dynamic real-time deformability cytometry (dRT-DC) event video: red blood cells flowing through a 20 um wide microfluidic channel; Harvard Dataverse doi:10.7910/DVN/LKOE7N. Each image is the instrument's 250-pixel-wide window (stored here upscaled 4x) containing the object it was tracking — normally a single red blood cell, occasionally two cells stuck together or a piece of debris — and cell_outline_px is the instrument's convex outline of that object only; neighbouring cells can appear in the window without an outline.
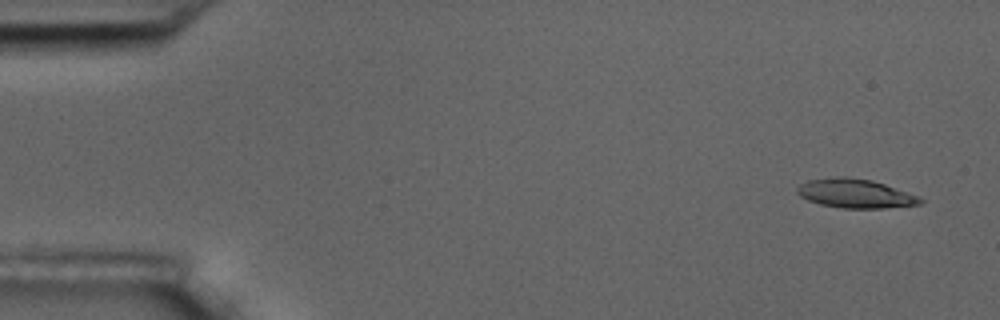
{"species": "common noctule bat (a hibernating species)", "species_latin": "Nyctalus noctula", "temperature_condition": "room temperature", "stored_images_in_passage": 5, "camera_frame_rate_fps": 3000, "um_per_image_px": 0.085, "animal": {"sex": "male", "body_mass_g": 17.5, "forearm_length_mm": 52.3}, "frame": {"image": 1, "passage_image": 1, "time_ms": 0.0, "image_size_px": [1000, 320], "cell_outline_px": [[924, 200], [920, 204], [884, 208], [840, 208], [820, 204], [808, 200], [800, 196], [796, 192], [796, 188], [800, 184], [808, 180], [836, 176], [848, 176], [872, 180], [920, 196]], "centroid_in_image_um": [72.68, 16.44], "position_along_channel_um": 12.3, "area_um2": 20.92}}
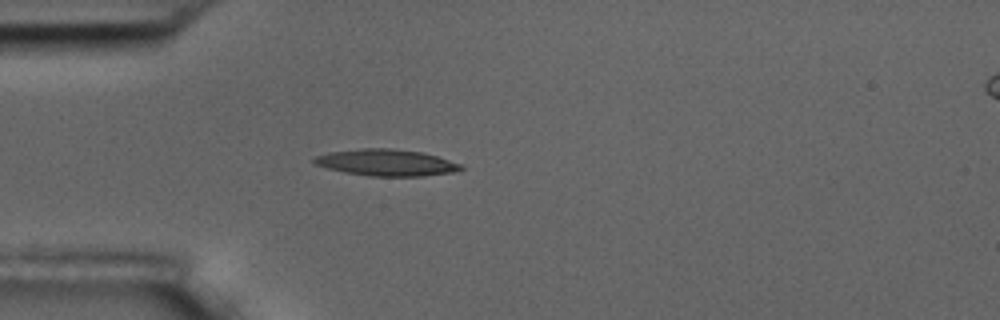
{"frame": {"image": 2, "passage_image": 5, "time_ms": 4.333, "image_size_px": [1000, 320], "cell_outline_px": [[464, 168], [452, 172], [424, 176], [368, 176], [344, 172], [312, 164], [312, 160], [316, 156], [328, 152], [364, 148], [392, 148], [420, 152], [436, 156], [464, 164]], "centroid_in_image_um": [32.83, 13.82], "position_along_channel_um": 52.2, "area_um2": 22.77}}